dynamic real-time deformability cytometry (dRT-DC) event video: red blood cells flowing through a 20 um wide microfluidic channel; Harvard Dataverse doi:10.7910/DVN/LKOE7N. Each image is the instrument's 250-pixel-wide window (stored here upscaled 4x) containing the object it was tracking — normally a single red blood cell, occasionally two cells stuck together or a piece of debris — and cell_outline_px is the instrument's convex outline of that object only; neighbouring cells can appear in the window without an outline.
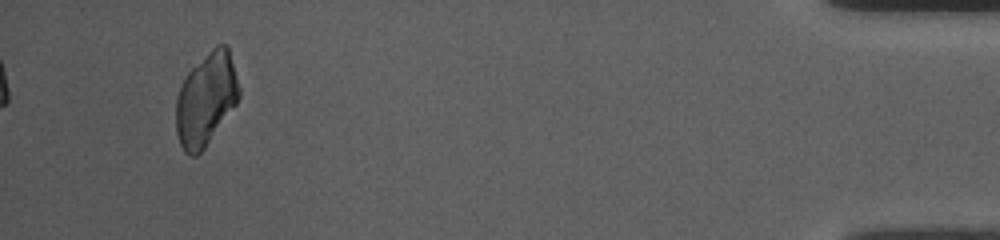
{"species": "common noctule bat (a hibernating species)", "species_latin": "Nyctalus noctula", "temperature_condition": "room temperature", "stored_images_in_passage": 36, "camera_frame_rate_fps": 3000, "um_per_image_px": 0.085, "animal": {"sex": "female", "body_mass_g": 10.0, "forearm_length_mm": 53.1}, "frame": {"image": 1, "passage_image": 36, "time_ms": 11.667, "image_size_px": [1000, 240], "cell_outline_px": [[240, 96], [236, 104], [204, 148], [196, 156], [192, 156], [184, 152], [180, 144], [176, 132], [176, 100], [180, 88], [188, 72], [216, 44], [228, 44], [240, 88]], "centroid_in_image_um": [17.52, 8.42], "position_along_channel_um": 417.7, "area_um2": 33.87}}